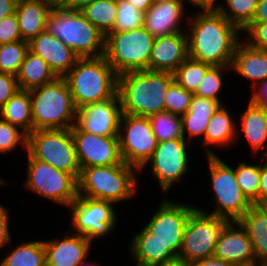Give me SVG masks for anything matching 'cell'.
<instances>
[{
    "label": "cell",
    "mask_w": 267,
    "mask_h": 266,
    "mask_svg": "<svg viewBox=\"0 0 267 266\" xmlns=\"http://www.w3.org/2000/svg\"><path fill=\"white\" fill-rule=\"evenodd\" d=\"M188 22L189 57L212 66H230L242 31L218 10L199 11Z\"/></svg>",
    "instance_id": "1"
},
{
    "label": "cell",
    "mask_w": 267,
    "mask_h": 266,
    "mask_svg": "<svg viewBox=\"0 0 267 266\" xmlns=\"http://www.w3.org/2000/svg\"><path fill=\"white\" fill-rule=\"evenodd\" d=\"M174 81L170 72L142 70L118 75L122 113L149 117L163 112L166 93Z\"/></svg>",
    "instance_id": "2"
},
{
    "label": "cell",
    "mask_w": 267,
    "mask_h": 266,
    "mask_svg": "<svg viewBox=\"0 0 267 266\" xmlns=\"http://www.w3.org/2000/svg\"><path fill=\"white\" fill-rule=\"evenodd\" d=\"M64 78L77 110L117 94L118 74L104 55L79 58Z\"/></svg>",
    "instance_id": "3"
},
{
    "label": "cell",
    "mask_w": 267,
    "mask_h": 266,
    "mask_svg": "<svg viewBox=\"0 0 267 266\" xmlns=\"http://www.w3.org/2000/svg\"><path fill=\"white\" fill-rule=\"evenodd\" d=\"M45 30L58 37L80 58L105 54L106 36L80 11H72L57 3L46 21Z\"/></svg>",
    "instance_id": "4"
},
{
    "label": "cell",
    "mask_w": 267,
    "mask_h": 266,
    "mask_svg": "<svg viewBox=\"0 0 267 266\" xmlns=\"http://www.w3.org/2000/svg\"><path fill=\"white\" fill-rule=\"evenodd\" d=\"M30 96L33 131L68 129L75 124L77 109L64 77L31 90Z\"/></svg>",
    "instance_id": "5"
},
{
    "label": "cell",
    "mask_w": 267,
    "mask_h": 266,
    "mask_svg": "<svg viewBox=\"0 0 267 266\" xmlns=\"http://www.w3.org/2000/svg\"><path fill=\"white\" fill-rule=\"evenodd\" d=\"M135 169L139 171L124 161L112 166L82 168L78 178V196L111 201L115 204L130 200L138 183Z\"/></svg>",
    "instance_id": "6"
},
{
    "label": "cell",
    "mask_w": 267,
    "mask_h": 266,
    "mask_svg": "<svg viewBox=\"0 0 267 266\" xmlns=\"http://www.w3.org/2000/svg\"><path fill=\"white\" fill-rule=\"evenodd\" d=\"M155 38L142 26L131 31L110 32L105 39V58L120 75L149 70Z\"/></svg>",
    "instance_id": "7"
},
{
    "label": "cell",
    "mask_w": 267,
    "mask_h": 266,
    "mask_svg": "<svg viewBox=\"0 0 267 266\" xmlns=\"http://www.w3.org/2000/svg\"><path fill=\"white\" fill-rule=\"evenodd\" d=\"M27 152L58 170L80 176L75 142L68 129H39L28 134Z\"/></svg>",
    "instance_id": "8"
},
{
    "label": "cell",
    "mask_w": 267,
    "mask_h": 266,
    "mask_svg": "<svg viewBox=\"0 0 267 266\" xmlns=\"http://www.w3.org/2000/svg\"><path fill=\"white\" fill-rule=\"evenodd\" d=\"M230 222L196 208L187 220L179 256L190 263L213 256L216 242Z\"/></svg>",
    "instance_id": "9"
},
{
    "label": "cell",
    "mask_w": 267,
    "mask_h": 266,
    "mask_svg": "<svg viewBox=\"0 0 267 266\" xmlns=\"http://www.w3.org/2000/svg\"><path fill=\"white\" fill-rule=\"evenodd\" d=\"M207 161L217 206L208 214L238 221L252 204L241 192L235 169H232L216 155L207 156Z\"/></svg>",
    "instance_id": "10"
},
{
    "label": "cell",
    "mask_w": 267,
    "mask_h": 266,
    "mask_svg": "<svg viewBox=\"0 0 267 266\" xmlns=\"http://www.w3.org/2000/svg\"><path fill=\"white\" fill-rule=\"evenodd\" d=\"M25 186L35 194L61 205L69 206L78 197V179L50 164L34 159L28 152Z\"/></svg>",
    "instance_id": "11"
},
{
    "label": "cell",
    "mask_w": 267,
    "mask_h": 266,
    "mask_svg": "<svg viewBox=\"0 0 267 266\" xmlns=\"http://www.w3.org/2000/svg\"><path fill=\"white\" fill-rule=\"evenodd\" d=\"M118 139L122 160L140 171L158 144L148 117L124 113L120 119Z\"/></svg>",
    "instance_id": "12"
},
{
    "label": "cell",
    "mask_w": 267,
    "mask_h": 266,
    "mask_svg": "<svg viewBox=\"0 0 267 266\" xmlns=\"http://www.w3.org/2000/svg\"><path fill=\"white\" fill-rule=\"evenodd\" d=\"M114 202L78 196L68 207L72 213L74 232L93 239L109 234L116 222Z\"/></svg>",
    "instance_id": "13"
},
{
    "label": "cell",
    "mask_w": 267,
    "mask_h": 266,
    "mask_svg": "<svg viewBox=\"0 0 267 266\" xmlns=\"http://www.w3.org/2000/svg\"><path fill=\"white\" fill-rule=\"evenodd\" d=\"M196 208L188 204L174 203L165 198L145 227L174 256H179L187 220Z\"/></svg>",
    "instance_id": "14"
},
{
    "label": "cell",
    "mask_w": 267,
    "mask_h": 266,
    "mask_svg": "<svg viewBox=\"0 0 267 266\" xmlns=\"http://www.w3.org/2000/svg\"><path fill=\"white\" fill-rule=\"evenodd\" d=\"M187 143L190 142L184 138L158 142L153 155L141 168L145 169L151 162V171L158 180L161 192L170 190L174 183L187 173L189 167Z\"/></svg>",
    "instance_id": "15"
},
{
    "label": "cell",
    "mask_w": 267,
    "mask_h": 266,
    "mask_svg": "<svg viewBox=\"0 0 267 266\" xmlns=\"http://www.w3.org/2000/svg\"><path fill=\"white\" fill-rule=\"evenodd\" d=\"M80 169L121 164L123 162L118 136H98L71 127Z\"/></svg>",
    "instance_id": "16"
},
{
    "label": "cell",
    "mask_w": 267,
    "mask_h": 266,
    "mask_svg": "<svg viewBox=\"0 0 267 266\" xmlns=\"http://www.w3.org/2000/svg\"><path fill=\"white\" fill-rule=\"evenodd\" d=\"M122 116L118 93L110 99L87 104L77 110L75 125L98 136H118Z\"/></svg>",
    "instance_id": "17"
},
{
    "label": "cell",
    "mask_w": 267,
    "mask_h": 266,
    "mask_svg": "<svg viewBox=\"0 0 267 266\" xmlns=\"http://www.w3.org/2000/svg\"><path fill=\"white\" fill-rule=\"evenodd\" d=\"M214 256L231 263L233 266L256 265L253 243L246 230L237 221H231L219 237Z\"/></svg>",
    "instance_id": "18"
},
{
    "label": "cell",
    "mask_w": 267,
    "mask_h": 266,
    "mask_svg": "<svg viewBox=\"0 0 267 266\" xmlns=\"http://www.w3.org/2000/svg\"><path fill=\"white\" fill-rule=\"evenodd\" d=\"M29 50L42 57L58 77H64L80 58L58 37L46 30L29 42Z\"/></svg>",
    "instance_id": "19"
},
{
    "label": "cell",
    "mask_w": 267,
    "mask_h": 266,
    "mask_svg": "<svg viewBox=\"0 0 267 266\" xmlns=\"http://www.w3.org/2000/svg\"><path fill=\"white\" fill-rule=\"evenodd\" d=\"M188 57L189 48L186 31L157 37L152 46L149 70L174 73Z\"/></svg>",
    "instance_id": "20"
},
{
    "label": "cell",
    "mask_w": 267,
    "mask_h": 266,
    "mask_svg": "<svg viewBox=\"0 0 267 266\" xmlns=\"http://www.w3.org/2000/svg\"><path fill=\"white\" fill-rule=\"evenodd\" d=\"M183 7L179 0L154 1L144 13L143 27L154 38L187 31L180 26L185 12Z\"/></svg>",
    "instance_id": "21"
},
{
    "label": "cell",
    "mask_w": 267,
    "mask_h": 266,
    "mask_svg": "<svg viewBox=\"0 0 267 266\" xmlns=\"http://www.w3.org/2000/svg\"><path fill=\"white\" fill-rule=\"evenodd\" d=\"M46 251V266H79L85 262L91 242L75 233L66 235L62 240H43Z\"/></svg>",
    "instance_id": "22"
},
{
    "label": "cell",
    "mask_w": 267,
    "mask_h": 266,
    "mask_svg": "<svg viewBox=\"0 0 267 266\" xmlns=\"http://www.w3.org/2000/svg\"><path fill=\"white\" fill-rule=\"evenodd\" d=\"M58 2L56 0H18L15 14L22 40L30 42L45 31L46 21Z\"/></svg>",
    "instance_id": "23"
},
{
    "label": "cell",
    "mask_w": 267,
    "mask_h": 266,
    "mask_svg": "<svg viewBox=\"0 0 267 266\" xmlns=\"http://www.w3.org/2000/svg\"><path fill=\"white\" fill-rule=\"evenodd\" d=\"M231 70L252 81V87L267 79V50L240 41L232 57Z\"/></svg>",
    "instance_id": "24"
},
{
    "label": "cell",
    "mask_w": 267,
    "mask_h": 266,
    "mask_svg": "<svg viewBox=\"0 0 267 266\" xmlns=\"http://www.w3.org/2000/svg\"><path fill=\"white\" fill-rule=\"evenodd\" d=\"M237 222L253 243L256 265L267 266V205L252 204Z\"/></svg>",
    "instance_id": "25"
},
{
    "label": "cell",
    "mask_w": 267,
    "mask_h": 266,
    "mask_svg": "<svg viewBox=\"0 0 267 266\" xmlns=\"http://www.w3.org/2000/svg\"><path fill=\"white\" fill-rule=\"evenodd\" d=\"M130 251L136 266H153L175 257L146 227L133 237Z\"/></svg>",
    "instance_id": "26"
},
{
    "label": "cell",
    "mask_w": 267,
    "mask_h": 266,
    "mask_svg": "<svg viewBox=\"0 0 267 266\" xmlns=\"http://www.w3.org/2000/svg\"><path fill=\"white\" fill-rule=\"evenodd\" d=\"M236 126L229 111L224 105H220L210 118L203 142H201L206 147V156L216 155L209 146L225 147L228 144L230 145L235 139L237 140L236 134H238V130Z\"/></svg>",
    "instance_id": "27"
},
{
    "label": "cell",
    "mask_w": 267,
    "mask_h": 266,
    "mask_svg": "<svg viewBox=\"0 0 267 266\" xmlns=\"http://www.w3.org/2000/svg\"><path fill=\"white\" fill-rule=\"evenodd\" d=\"M219 106L217 101L193 95L188 111L181 116L184 139L186 132L190 139L198 136L204 138L210 118Z\"/></svg>",
    "instance_id": "28"
},
{
    "label": "cell",
    "mask_w": 267,
    "mask_h": 266,
    "mask_svg": "<svg viewBox=\"0 0 267 266\" xmlns=\"http://www.w3.org/2000/svg\"><path fill=\"white\" fill-rule=\"evenodd\" d=\"M57 77L58 76L53 72L47 62L30 50L27 52L19 72L16 75L19 88L26 91L39 88L52 82Z\"/></svg>",
    "instance_id": "29"
},
{
    "label": "cell",
    "mask_w": 267,
    "mask_h": 266,
    "mask_svg": "<svg viewBox=\"0 0 267 266\" xmlns=\"http://www.w3.org/2000/svg\"><path fill=\"white\" fill-rule=\"evenodd\" d=\"M240 114L242 130L253 151L267 149V110L248 102ZM266 144V145H265ZM265 145V146H264Z\"/></svg>",
    "instance_id": "30"
},
{
    "label": "cell",
    "mask_w": 267,
    "mask_h": 266,
    "mask_svg": "<svg viewBox=\"0 0 267 266\" xmlns=\"http://www.w3.org/2000/svg\"><path fill=\"white\" fill-rule=\"evenodd\" d=\"M0 118L18 126L27 134L33 131L30 91H17L0 109Z\"/></svg>",
    "instance_id": "31"
},
{
    "label": "cell",
    "mask_w": 267,
    "mask_h": 266,
    "mask_svg": "<svg viewBox=\"0 0 267 266\" xmlns=\"http://www.w3.org/2000/svg\"><path fill=\"white\" fill-rule=\"evenodd\" d=\"M0 266H46L43 240L21 243L3 259Z\"/></svg>",
    "instance_id": "32"
},
{
    "label": "cell",
    "mask_w": 267,
    "mask_h": 266,
    "mask_svg": "<svg viewBox=\"0 0 267 266\" xmlns=\"http://www.w3.org/2000/svg\"><path fill=\"white\" fill-rule=\"evenodd\" d=\"M80 12L105 36H107L115 25L117 15V0H97L85 6Z\"/></svg>",
    "instance_id": "33"
},
{
    "label": "cell",
    "mask_w": 267,
    "mask_h": 266,
    "mask_svg": "<svg viewBox=\"0 0 267 266\" xmlns=\"http://www.w3.org/2000/svg\"><path fill=\"white\" fill-rule=\"evenodd\" d=\"M211 66V64L188 57L174 72L175 81L182 88L194 94Z\"/></svg>",
    "instance_id": "34"
},
{
    "label": "cell",
    "mask_w": 267,
    "mask_h": 266,
    "mask_svg": "<svg viewBox=\"0 0 267 266\" xmlns=\"http://www.w3.org/2000/svg\"><path fill=\"white\" fill-rule=\"evenodd\" d=\"M148 118L158 142L184 138L181 116L163 111Z\"/></svg>",
    "instance_id": "35"
},
{
    "label": "cell",
    "mask_w": 267,
    "mask_h": 266,
    "mask_svg": "<svg viewBox=\"0 0 267 266\" xmlns=\"http://www.w3.org/2000/svg\"><path fill=\"white\" fill-rule=\"evenodd\" d=\"M261 164L252 165L240 162L235 169L237 182L243 195L251 204L259 205Z\"/></svg>",
    "instance_id": "36"
},
{
    "label": "cell",
    "mask_w": 267,
    "mask_h": 266,
    "mask_svg": "<svg viewBox=\"0 0 267 266\" xmlns=\"http://www.w3.org/2000/svg\"><path fill=\"white\" fill-rule=\"evenodd\" d=\"M225 2L229 10L225 6H219L217 10L243 31L251 23L259 0H225Z\"/></svg>",
    "instance_id": "37"
},
{
    "label": "cell",
    "mask_w": 267,
    "mask_h": 266,
    "mask_svg": "<svg viewBox=\"0 0 267 266\" xmlns=\"http://www.w3.org/2000/svg\"><path fill=\"white\" fill-rule=\"evenodd\" d=\"M29 51V42L20 40L0 44V72L17 75Z\"/></svg>",
    "instance_id": "38"
},
{
    "label": "cell",
    "mask_w": 267,
    "mask_h": 266,
    "mask_svg": "<svg viewBox=\"0 0 267 266\" xmlns=\"http://www.w3.org/2000/svg\"><path fill=\"white\" fill-rule=\"evenodd\" d=\"M144 12L127 0H117V15L112 32L131 31L143 26Z\"/></svg>",
    "instance_id": "39"
},
{
    "label": "cell",
    "mask_w": 267,
    "mask_h": 266,
    "mask_svg": "<svg viewBox=\"0 0 267 266\" xmlns=\"http://www.w3.org/2000/svg\"><path fill=\"white\" fill-rule=\"evenodd\" d=\"M230 69V66H211L207 70L194 95L201 98L212 99L214 101H217L220 105H223L218 96V93L220 92L224 84L221 74L224 71H229Z\"/></svg>",
    "instance_id": "40"
},
{
    "label": "cell",
    "mask_w": 267,
    "mask_h": 266,
    "mask_svg": "<svg viewBox=\"0 0 267 266\" xmlns=\"http://www.w3.org/2000/svg\"><path fill=\"white\" fill-rule=\"evenodd\" d=\"M28 134L16 125L0 118V154L9 153L20 144L27 152Z\"/></svg>",
    "instance_id": "41"
},
{
    "label": "cell",
    "mask_w": 267,
    "mask_h": 266,
    "mask_svg": "<svg viewBox=\"0 0 267 266\" xmlns=\"http://www.w3.org/2000/svg\"><path fill=\"white\" fill-rule=\"evenodd\" d=\"M193 95L174 81L166 93L164 111L183 116L189 109Z\"/></svg>",
    "instance_id": "42"
},
{
    "label": "cell",
    "mask_w": 267,
    "mask_h": 266,
    "mask_svg": "<svg viewBox=\"0 0 267 266\" xmlns=\"http://www.w3.org/2000/svg\"><path fill=\"white\" fill-rule=\"evenodd\" d=\"M22 36L19 30L16 14L13 13L0 20V44L20 41Z\"/></svg>",
    "instance_id": "43"
},
{
    "label": "cell",
    "mask_w": 267,
    "mask_h": 266,
    "mask_svg": "<svg viewBox=\"0 0 267 266\" xmlns=\"http://www.w3.org/2000/svg\"><path fill=\"white\" fill-rule=\"evenodd\" d=\"M243 32L248 33L246 41L250 46L267 50V22L250 23Z\"/></svg>",
    "instance_id": "44"
},
{
    "label": "cell",
    "mask_w": 267,
    "mask_h": 266,
    "mask_svg": "<svg viewBox=\"0 0 267 266\" xmlns=\"http://www.w3.org/2000/svg\"><path fill=\"white\" fill-rule=\"evenodd\" d=\"M19 90L18 80L15 75L0 72V109Z\"/></svg>",
    "instance_id": "45"
},
{
    "label": "cell",
    "mask_w": 267,
    "mask_h": 266,
    "mask_svg": "<svg viewBox=\"0 0 267 266\" xmlns=\"http://www.w3.org/2000/svg\"><path fill=\"white\" fill-rule=\"evenodd\" d=\"M8 210L0 205V248L10 242L11 233L9 230V215ZM1 250V249H0Z\"/></svg>",
    "instance_id": "46"
},
{
    "label": "cell",
    "mask_w": 267,
    "mask_h": 266,
    "mask_svg": "<svg viewBox=\"0 0 267 266\" xmlns=\"http://www.w3.org/2000/svg\"><path fill=\"white\" fill-rule=\"evenodd\" d=\"M257 85L258 87H253L254 90L249 101L256 106L267 110V79Z\"/></svg>",
    "instance_id": "47"
},
{
    "label": "cell",
    "mask_w": 267,
    "mask_h": 266,
    "mask_svg": "<svg viewBox=\"0 0 267 266\" xmlns=\"http://www.w3.org/2000/svg\"><path fill=\"white\" fill-rule=\"evenodd\" d=\"M259 205H267V166L261 160Z\"/></svg>",
    "instance_id": "48"
},
{
    "label": "cell",
    "mask_w": 267,
    "mask_h": 266,
    "mask_svg": "<svg viewBox=\"0 0 267 266\" xmlns=\"http://www.w3.org/2000/svg\"><path fill=\"white\" fill-rule=\"evenodd\" d=\"M191 266H233V265L213 255L205 259L193 261L191 262Z\"/></svg>",
    "instance_id": "49"
},
{
    "label": "cell",
    "mask_w": 267,
    "mask_h": 266,
    "mask_svg": "<svg viewBox=\"0 0 267 266\" xmlns=\"http://www.w3.org/2000/svg\"><path fill=\"white\" fill-rule=\"evenodd\" d=\"M97 0H61L59 4H61L64 8L72 11H80L85 6L94 3Z\"/></svg>",
    "instance_id": "50"
},
{
    "label": "cell",
    "mask_w": 267,
    "mask_h": 266,
    "mask_svg": "<svg viewBox=\"0 0 267 266\" xmlns=\"http://www.w3.org/2000/svg\"><path fill=\"white\" fill-rule=\"evenodd\" d=\"M267 22V0H259L251 23Z\"/></svg>",
    "instance_id": "51"
},
{
    "label": "cell",
    "mask_w": 267,
    "mask_h": 266,
    "mask_svg": "<svg viewBox=\"0 0 267 266\" xmlns=\"http://www.w3.org/2000/svg\"><path fill=\"white\" fill-rule=\"evenodd\" d=\"M18 0H0V20L15 13Z\"/></svg>",
    "instance_id": "52"
},
{
    "label": "cell",
    "mask_w": 267,
    "mask_h": 266,
    "mask_svg": "<svg viewBox=\"0 0 267 266\" xmlns=\"http://www.w3.org/2000/svg\"><path fill=\"white\" fill-rule=\"evenodd\" d=\"M153 266H191V263L180 256H175L167 261H164L163 263Z\"/></svg>",
    "instance_id": "53"
},
{
    "label": "cell",
    "mask_w": 267,
    "mask_h": 266,
    "mask_svg": "<svg viewBox=\"0 0 267 266\" xmlns=\"http://www.w3.org/2000/svg\"><path fill=\"white\" fill-rule=\"evenodd\" d=\"M130 2L133 6H135L136 9H139L142 12H146L154 3V0H127Z\"/></svg>",
    "instance_id": "54"
},
{
    "label": "cell",
    "mask_w": 267,
    "mask_h": 266,
    "mask_svg": "<svg viewBox=\"0 0 267 266\" xmlns=\"http://www.w3.org/2000/svg\"><path fill=\"white\" fill-rule=\"evenodd\" d=\"M216 3V0H203V11L217 10L219 5Z\"/></svg>",
    "instance_id": "55"
},
{
    "label": "cell",
    "mask_w": 267,
    "mask_h": 266,
    "mask_svg": "<svg viewBox=\"0 0 267 266\" xmlns=\"http://www.w3.org/2000/svg\"><path fill=\"white\" fill-rule=\"evenodd\" d=\"M180 3L182 5H184V1L183 0H179ZM189 2H191L192 5H195L196 7H199L200 8V12L201 10H203V0H188Z\"/></svg>",
    "instance_id": "56"
},
{
    "label": "cell",
    "mask_w": 267,
    "mask_h": 266,
    "mask_svg": "<svg viewBox=\"0 0 267 266\" xmlns=\"http://www.w3.org/2000/svg\"><path fill=\"white\" fill-rule=\"evenodd\" d=\"M261 160L262 161H265L263 164H265L267 166V149L264 150V157L262 156L261 157Z\"/></svg>",
    "instance_id": "57"
},
{
    "label": "cell",
    "mask_w": 267,
    "mask_h": 266,
    "mask_svg": "<svg viewBox=\"0 0 267 266\" xmlns=\"http://www.w3.org/2000/svg\"><path fill=\"white\" fill-rule=\"evenodd\" d=\"M84 265H85L84 262H82L79 266H84ZM86 266H97V265L96 264L95 265H93V264L91 265L90 264V265H86Z\"/></svg>",
    "instance_id": "58"
},
{
    "label": "cell",
    "mask_w": 267,
    "mask_h": 266,
    "mask_svg": "<svg viewBox=\"0 0 267 266\" xmlns=\"http://www.w3.org/2000/svg\"><path fill=\"white\" fill-rule=\"evenodd\" d=\"M154 1H171V0H154Z\"/></svg>",
    "instance_id": "59"
}]
</instances>
